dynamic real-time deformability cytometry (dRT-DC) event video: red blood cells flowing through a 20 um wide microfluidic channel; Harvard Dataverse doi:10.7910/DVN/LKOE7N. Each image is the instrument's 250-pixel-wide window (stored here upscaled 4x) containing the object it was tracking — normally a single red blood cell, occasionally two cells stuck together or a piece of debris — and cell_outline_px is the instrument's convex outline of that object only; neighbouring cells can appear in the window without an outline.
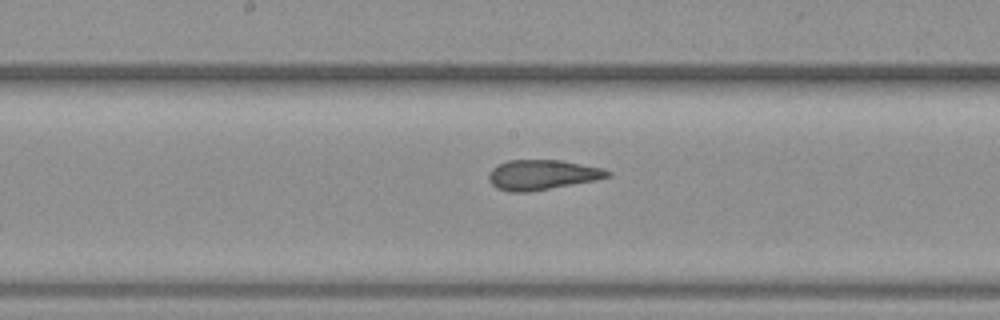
{"species": "common noctule bat (a hibernating species)", "species_latin": "Nyctalus noctula", "temperature_condition": "warm", "stored_images_in_passage": 7, "camera_frame_rate_fps": 3000, "um_per_image_px": 0.085, "animal": {"sex": "female", "body_mass_g": 19.3, "forearm_length_mm": 54.1}, "frame": {"image": 1, "passage_image": 7, "time_ms": 7.0, "image_size_px": [1000, 320], "cell_outline_px": [[612, 176], [596, 180], [528, 192], [508, 192], [496, 188], [488, 180], [488, 172], [496, 164], [508, 160], [560, 160], [604, 168], [612, 172]], "centroid_in_image_um": [46.07, 14.85], "position_along_channel_um": 202.1, "area_um2": 20.98}}